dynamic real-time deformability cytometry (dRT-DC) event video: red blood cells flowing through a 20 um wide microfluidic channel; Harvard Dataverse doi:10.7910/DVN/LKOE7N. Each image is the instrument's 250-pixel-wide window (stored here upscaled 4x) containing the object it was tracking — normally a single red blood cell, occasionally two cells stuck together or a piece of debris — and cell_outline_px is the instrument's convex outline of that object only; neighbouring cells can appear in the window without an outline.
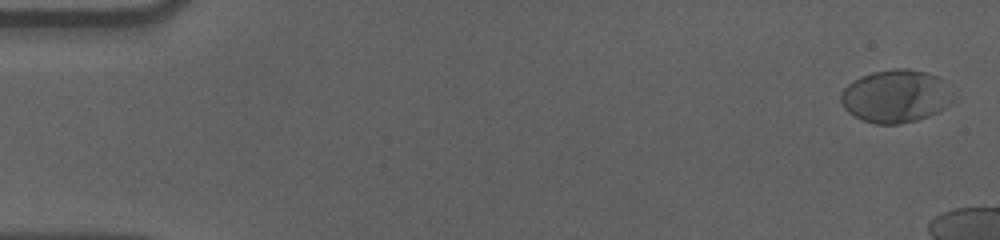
{"species": "human", "species_latin": "Homo sapiens", "temperature_condition": "cold", "stored_images_in_passage": 18, "camera_frame_rate_fps": 3000, "um_per_image_px": 0.085, "donor": {"sex": "male"}, "frame": {"image": 1, "passage_image": 2, "time_ms": 0.333, "image_size_px": [1000, 240], "cell_outline_px": [[952, 100], [944, 108], [928, 116], [916, 120], [900, 124], [876, 124], [864, 120], [848, 112], [844, 108], [840, 100], [840, 92], [848, 84], [860, 76], [872, 72], [896, 68], [908, 68], [940, 76], [952, 96]], "centroid_in_image_um": [76.1, 8.16], "position_along_channel_um": 8.9, "area_um2": 34.39}}
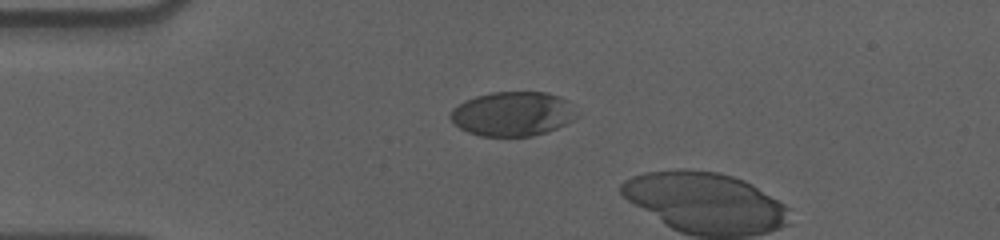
{"frame": {"image": 2, "passage_image": 15, "time_ms": 4.667, "image_size_px": [1000, 240], "cell_outline_px": [[576, 116], [572, 120], [556, 128], [532, 136], [480, 136], [468, 132], [460, 128], [448, 116], [452, 108], [464, 100], [476, 96], [492, 92], [548, 92], [560, 96], [568, 100]], "centroid_in_image_um": [43.53, 9.67], "position_along_channel_um": 41.5, "area_um2": 32.54}}